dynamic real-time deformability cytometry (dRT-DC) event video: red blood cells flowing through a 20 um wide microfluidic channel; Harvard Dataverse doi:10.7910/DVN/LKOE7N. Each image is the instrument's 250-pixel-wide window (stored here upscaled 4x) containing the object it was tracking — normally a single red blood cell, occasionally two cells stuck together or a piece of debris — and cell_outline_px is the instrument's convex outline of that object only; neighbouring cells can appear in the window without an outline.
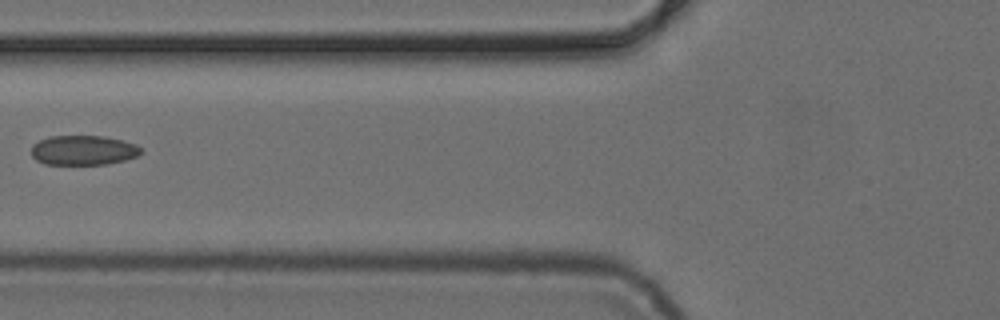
{"species": "common noctule bat (a hibernating species)", "species_latin": "Nyctalus noctula", "temperature_condition": "cold", "stored_images_in_passage": 6, "camera_frame_rate_fps": 3000, "um_per_image_px": 0.085, "animal": {"sex": "female", "body_mass_g": 24.6, "forearm_length_mm": 56.2}, "frame": {"image": 1, "passage_image": 5, "time_ms": 6.333, "image_size_px": [1000, 320], "cell_outline_px": [[144, 152], [136, 156], [124, 160], [108, 164], [44, 164], [36, 160], [32, 156], [32, 144], [40, 140], [52, 136], [104, 136], [136, 144]], "centroid_in_image_um": [7.08, 12.77], "position_along_channel_um": 118.7, "area_um2": 18.9}}
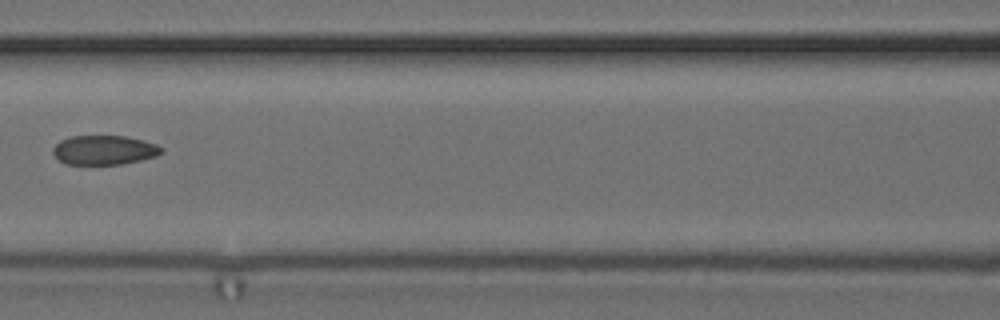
{"frame": {"image": 2, "passage_image": 6, "time_ms": 7.333, "image_size_px": [1000, 320], "cell_outline_px": [[164, 152], [156, 156], [140, 160], [120, 164], [64, 164], [52, 152], [52, 148], [60, 140], [68, 136], [124, 136], [144, 140], [156, 144], [164, 148]], "centroid_in_image_um": [8.86, 12.74], "position_along_channel_um": 157.7, "area_um2": 18.61}}